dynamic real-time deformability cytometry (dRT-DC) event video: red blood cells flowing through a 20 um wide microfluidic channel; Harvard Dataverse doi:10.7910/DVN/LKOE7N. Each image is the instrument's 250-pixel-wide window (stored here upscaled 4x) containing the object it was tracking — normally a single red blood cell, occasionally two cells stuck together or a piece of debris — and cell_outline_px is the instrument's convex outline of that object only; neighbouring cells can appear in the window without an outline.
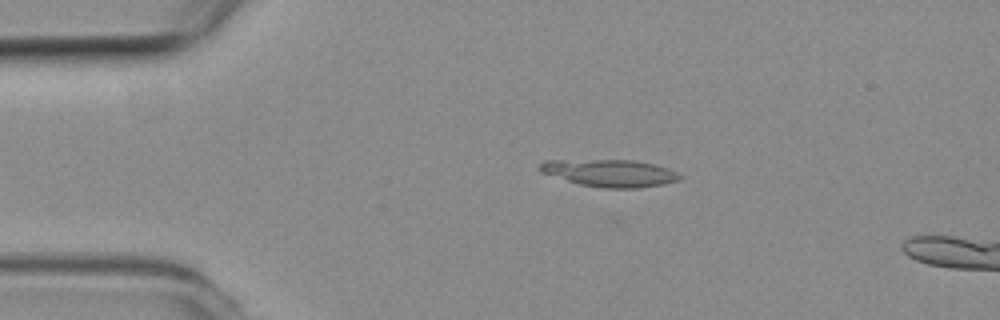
{"species": "common noctule bat (a hibernating species)", "species_latin": "Nyctalus noctula", "temperature_condition": "room temperature", "stored_images_in_passage": 49, "camera_frame_rate_fps": 3000, "um_per_image_px": 0.085, "animal": {"sex": "female", "body_mass_g": 19.3, "forearm_length_mm": 54.1}, "frame": {"image": 1, "passage_image": 6, "time_ms": 1.667, "image_size_px": [1000, 320], "cell_outline_px": [[684, 176], [680, 180], [664, 184], [640, 188], [600, 188], [580, 184], [540, 172], [536, 168], [544, 160], [632, 160], [656, 164], [668, 168]], "centroid_in_image_um": [51.86, 14.71], "position_along_channel_um": 33.1, "area_um2": 22.43}}